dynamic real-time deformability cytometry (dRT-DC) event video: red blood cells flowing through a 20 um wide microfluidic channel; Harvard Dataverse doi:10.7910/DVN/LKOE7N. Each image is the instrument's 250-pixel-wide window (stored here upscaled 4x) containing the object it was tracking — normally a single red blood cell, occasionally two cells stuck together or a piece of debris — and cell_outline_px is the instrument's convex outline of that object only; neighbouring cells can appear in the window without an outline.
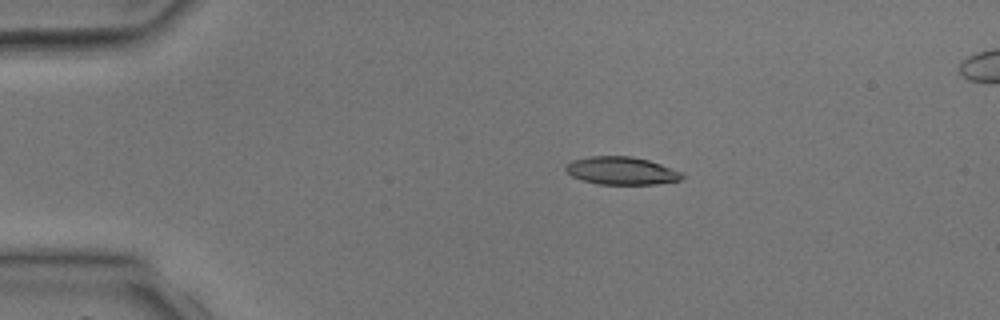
{"species": "common noctule bat (a hibernating species)", "species_latin": "Nyctalus noctula", "temperature_condition": "room temperature", "stored_images_in_passage": 3, "camera_frame_rate_fps": 3000, "um_per_image_px": 0.085, "animal": {"sex": "male", "body_mass_g": 17.9, "forearm_length_mm": 54.2}, "frame": {"image": 1, "passage_image": 1, "time_ms": 0.0, "image_size_px": [1000, 320], "cell_outline_px": [[684, 176], [680, 180], [656, 184], [596, 184], [580, 180], [572, 176], [564, 168], [572, 160], [592, 156], [632, 156], [648, 160], [684, 172]], "centroid_in_image_um": [52.84, 14.52], "position_along_channel_um": 32.2, "area_um2": 18.9}}